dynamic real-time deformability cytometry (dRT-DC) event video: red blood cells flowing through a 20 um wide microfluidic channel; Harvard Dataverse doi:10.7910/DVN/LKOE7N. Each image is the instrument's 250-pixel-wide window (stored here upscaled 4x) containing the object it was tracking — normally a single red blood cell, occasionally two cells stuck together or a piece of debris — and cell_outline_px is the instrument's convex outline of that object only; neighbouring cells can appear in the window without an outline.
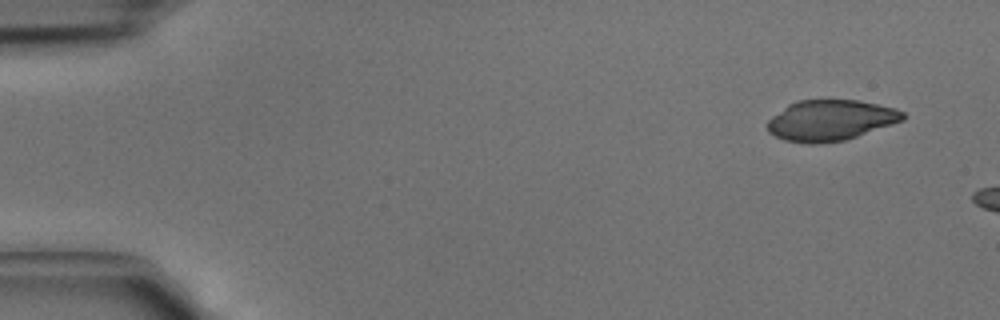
{"species": "common noctule bat (a hibernating species)", "species_latin": "Nyctalus noctula", "temperature_condition": "cold", "stored_images_in_passage": 3, "camera_frame_rate_fps": 3000, "um_per_image_px": 0.085, "animal": {"sex": "male", "body_mass_g": 15.6}, "frame": {"image": 1, "passage_image": 1, "time_ms": 0.0, "image_size_px": [1000, 320], "cell_outline_px": [[904, 120], [844, 140], [820, 144], [808, 144], [784, 140], [768, 132], [768, 120], [772, 116], [788, 104], [796, 100], [856, 100], [896, 108], [904, 112]], "centroid_in_image_um": [70.56, 10.23], "position_along_channel_um": 14.4, "area_um2": 32.02}}